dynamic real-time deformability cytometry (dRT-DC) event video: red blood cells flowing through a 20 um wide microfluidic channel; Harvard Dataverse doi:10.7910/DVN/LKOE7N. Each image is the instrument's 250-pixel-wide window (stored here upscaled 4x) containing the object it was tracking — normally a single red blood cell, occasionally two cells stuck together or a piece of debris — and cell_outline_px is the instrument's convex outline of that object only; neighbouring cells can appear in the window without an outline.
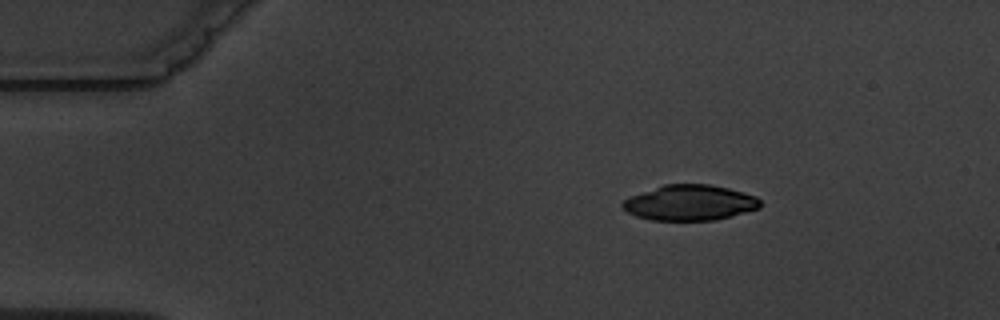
{"species": "common noctule bat (a hibernating species)", "species_latin": "Nyctalus noctula", "temperature_condition": "warm", "stored_images_in_passage": 3, "camera_frame_rate_fps": 3000, "um_per_image_px": 0.085, "animal": {"sex": "male", "body_mass_g": 19.5, "forearm_length_mm": 54.6}, "frame": {"image": 1, "passage_image": 1, "time_ms": 0.0, "image_size_px": [1000, 320], "cell_outline_px": [[760, 208], [732, 216], [716, 220], [652, 220], [636, 216], [628, 212], [620, 204], [624, 200], [632, 196], [664, 184], [708, 184], [728, 188], [744, 192], [756, 196], [760, 200]], "centroid_in_image_um": [58.66, 17.23], "position_along_channel_um": 26.3, "area_um2": 28.32}}